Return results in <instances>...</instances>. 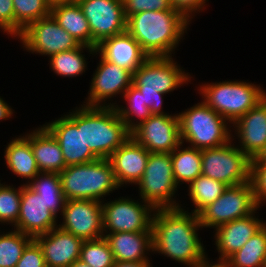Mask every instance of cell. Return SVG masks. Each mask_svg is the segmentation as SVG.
Listing matches in <instances>:
<instances>
[{
	"label": "cell",
	"instance_id": "6da1fadb",
	"mask_svg": "<svg viewBox=\"0 0 266 267\" xmlns=\"http://www.w3.org/2000/svg\"><path fill=\"white\" fill-rule=\"evenodd\" d=\"M185 209H156L152 221V252L161 253L192 267L205 255L198 233L199 217Z\"/></svg>",
	"mask_w": 266,
	"mask_h": 267
},
{
	"label": "cell",
	"instance_id": "7a4b0ae2",
	"mask_svg": "<svg viewBox=\"0 0 266 267\" xmlns=\"http://www.w3.org/2000/svg\"><path fill=\"white\" fill-rule=\"evenodd\" d=\"M188 24L175 10L143 11L127 18L126 31L149 57H171Z\"/></svg>",
	"mask_w": 266,
	"mask_h": 267
},
{
	"label": "cell",
	"instance_id": "3957f363",
	"mask_svg": "<svg viewBox=\"0 0 266 267\" xmlns=\"http://www.w3.org/2000/svg\"><path fill=\"white\" fill-rule=\"evenodd\" d=\"M66 200L101 201L106 194L119 188L109 159L70 165L59 173Z\"/></svg>",
	"mask_w": 266,
	"mask_h": 267
},
{
	"label": "cell",
	"instance_id": "277c9868",
	"mask_svg": "<svg viewBox=\"0 0 266 267\" xmlns=\"http://www.w3.org/2000/svg\"><path fill=\"white\" fill-rule=\"evenodd\" d=\"M130 136L115 107L83 105L84 143L98 159H109Z\"/></svg>",
	"mask_w": 266,
	"mask_h": 267
},
{
	"label": "cell",
	"instance_id": "5b68a950",
	"mask_svg": "<svg viewBox=\"0 0 266 267\" xmlns=\"http://www.w3.org/2000/svg\"><path fill=\"white\" fill-rule=\"evenodd\" d=\"M181 143L204 150L217 148L231 141L228 122L203 101L178 114ZM184 139V140H183Z\"/></svg>",
	"mask_w": 266,
	"mask_h": 267
},
{
	"label": "cell",
	"instance_id": "8992f818",
	"mask_svg": "<svg viewBox=\"0 0 266 267\" xmlns=\"http://www.w3.org/2000/svg\"><path fill=\"white\" fill-rule=\"evenodd\" d=\"M199 88L203 102L231 124L266 97L260 86L243 81L207 83Z\"/></svg>",
	"mask_w": 266,
	"mask_h": 267
},
{
	"label": "cell",
	"instance_id": "52a82bcc",
	"mask_svg": "<svg viewBox=\"0 0 266 267\" xmlns=\"http://www.w3.org/2000/svg\"><path fill=\"white\" fill-rule=\"evenodd\" d=\"M137 184L140 199L155 209L181 207L173 199L178 185L173 176L170 153L150 152L145 172Z\"/></svg>",
	"mask_w": 266,
	"mask_h": 267
},
{
	"label": "cell",
	"instance_id": "ba28073f",
	"mask_svg": "<svg viewBox=\"0 0 266 267\" xmlns=\"http://www.w3.org/2000/svg\"><path fill=\"white\" fill-rule=\"evenodd\" d=\"M259 206L254 197L251 180L238 185L228 186L223 194L205 207L199 214L202 228H217L233 220L256 213Z\"/></svg>",
	"mask_w": 266,
	"mask_h": 267
},
{
	"label": "cell",
	"instance_id": "9c48e42d",
	"mask_svg": "<svg viewBox=\"0 0 266 267\" xmlns=\"http://www.w3.org/2000/svg\"><path fill=\"white\" fill-rule=\"evenodd\" d=\"M231 142L217 148L201 150L202 175L227 186L251 180V159Z\"/></svg>",
	"mask_w": 266,
	"mask_h": 267
},
{
	"label": "cell",
	"instance_id": "30bf717a",
	"mask_svg": "<svg viewBox=\"0 0 266 267\" xmlns=\"http://www.w3.org/2000/svg\"><path fill=\"white\" fill-rule=\"evenodd\" d=\"M103 203L102 218L103 231H105L103 233L152 232L153 215L156 209L151 204L143 201L144 204H140L128 197Z\"/></svg>",
	"mask_w": 266,
	"mask_h": 267
},
{
	"label": "cell",
	"instance_id": "8fae6325",
	"mask_svg": "<svg viewBox=\"0 0 266 267\" xmlns=\"http://www.w3.org/2000/svg\"><path fill=\"white\" fill-rule=\"evenodd\" d=\"M43 126L59 143L66 166L90 163L98 159L84 143L83 105Z\"/></svg>",
	"mask_w": 266,
	"mask_h": 267
},
{
	"label": "cell",
	"instance_id": "7c38bea8",
	"mask_svg": "<svg viewBox=\"0 0 266 267\" xmlns=\"http://www.w3.org/2000/svg\"><path fill=\"white\" fill-rule=\"evenodd\" d=\"M17 38H20L26 50L48 55V57L59 52L72 50L80 45L58 24L51 14L30 23Z\"/></svg>",
	"mask_w": 266,
	"mask_h": 267
},
{
	"label": "cell",
	"instance_id": "4fadbf2b",
	"mask_svg": "<svg viewBox=\"0 0 266 267\" xmlns=\"http://www.w3.org/2000/svg\"><path fill=\"white\" fill-rule=\"evenodd\" d=\"M92 35V47L126 31L127 18L122 0H77Z\"/></svg>",
	"mask_w": 266,
	"mask_h": 267
},
{
	"label": "cell",
	"instance_id": "5bb4252c",
	"mask_svg": "<svg viewBox=\"0 0 266 267\" xmlns=\"http://www.w3.org/2000/svg\"><path fill=\"white\" fill-rule=\"evenodd\" d=\"M190 77L171 57H149L133 73L132 84L140 91L169 93L188 83Z\"/></svg>",
	"mask_w": 266,
	"mask_h": 267
},
{
	"label": "cell",
	"instance_id": "9a60e30c",
	"mask_svg": "<svg viewBox=\"0 0 266 267\" xmlns=\"http://www.w3.org/2000/svg\"><path fill=\"white\" fill-rule=\"evenodd\" d=\"M130 135L149 152L171 153L181 144L178 114H152Z\"/></svg>",
	"mask_w": 266,
	"mask_h": 267
},
{
	"label": "cell",
	"instance_id": "2e32d148",
	"mask_svg": "<svg viewBox=\"0 0 266 267\" xmlns=\"http://www.w3.org/2000/svg\"><path fill=\"white\" fill-rule=\"evenodd\" d=\"M61 229L86 240L104 236L102 202L97 200H66Z\"/></svg>",
	"mask_w": 266,
	"mask_h": 267
},
{
	"label": "cell",
	"instance_id": "e0dca14e",
	"mask_svg": "<svg viewBox=\"0 0 266 267\" xmlns=\"http://www.w3.org/2000/svg\"><path fill=\"white\" fill-rule=\"evenodd\" d=\"M100 58L98 67L93 74L89 96L86 104H83L85 106L109 107L104 103L107 99L120 93L124 94L132 85L133 74L129 70L108 62L101 56Z\"/></svg>",
	"mask_w": 266,
	"mask_h": 267
},
{
	"label": "cell",
	"instance_id": "ac0fdd59",
	"mask_svg": "<svg viewBox=\"0 0 266 267\" xmlns=\"http://www.w3.org/2000/svg\"><path fill=\"white\" fill-rule=\"evenodd\" d=\"M56 218L37 193L26 184L22 185L20 213L14 226L16 230L34 239L58 227Z\"/></svg>",
	"mask_w": 266,
	"mask_h": 267
},
{
	"label": "cell",
	"instance_id": "d6986e66",
	"mask_svg": "<svg viewBox=\"0 0 266 267\" xmlns=\"http://www.w3.org/2000/svg\"><path fill=\"white\" fill-rule=\"evenodd\" d=\"M34 240L39 244L47 267H69L80 259L83 239L61 229L59 226L48 233L37 236Z\"/></svg>",
	"mask_w": 266,
	"mask_h": 267
},
{
	"label": "cell",
	"instance_id": "ffe728a7",
	"mask_svg": "<svg viewBox=\"0 0 266 267\" xmlns=\"http://www.w3.org/2000/svg\"><path fill=\"white\" fill-rule=\"evenodd\" d=\"M234 125L240 140L238 148L251 160L258 157L266 147V97L238 118Z\"/></svg>",
	"mask_w": 266,
	"mask_h": 267
},
{
	"label": "cell",
	"instance_id": "44dd1931",
	"mask_svg": "<svg viewBox=\"0 0 266 267\" xmlns=\"http://www.w3.org/2000/svg\"><path fill=\"white\" fill-rule=\"evenodd\" d=\"M150 152L131 136L109 157L117 184L137 183L141 180Z\"/></svg>",
	"mask_w": 266,
	"mask_h": 267
},
{
	"label": "cell",
	"instance_id": "7402d4cb",
	"mask_svg": "<svg viewBox=\"0 0 266 267\" xmlns=\"http://www.w3.org/2000/svg\"><path fill=\"white\" fill-rule=\"evenodd\" d=\"M96 52L104 60L129 70L132 74L149 58L127 31L101 41L96 46Z\"/></svg>",
	"mask_w": 266,
	"mask_h": 267
},
{
	"label": "cell",
	"instance_id": "603a6c76",
	"mask_svg": "<svg viewBox=\"0 0 266 267\" xmlns=\"http://www.w3.org/2000/svg\"><path fill=\"white\" fill-rule=\"evenodd\" d=\"M262 220L252 213L246 217L222 224L216 228L215 245L219 258L227 259L255 235L264 225Z\"/></svg>",
	"mask_w": 266,
	"mask_h": 267
},
{
	"label": "cell",
	"instance_id": "cb8c5ba5",
	"mask_svg": "<svg viewBox=\"0 0 266 267\" xmlns=\"http://www.w3.org/2000/svg\"><path fill=\"white\" fill-rule=\"evenodd\" d=\"M104 238L115 261L150 262L145 252L153 250L152 232H114Z\"/></svg>",
	"mask_w": 266,
	"mask_h": 267
},
{
	"label": "cell",
	"instance_id": "d4e9b609",
	"mask_svg": "<svg viewBox=\"0 0 266 267\" xmlns=\"http://www.w3.org/2000/svg\"><path fill=\"white\" fill-rule=\"evenodd\" d=\"M30 143L40 173L59 174L67 167L59 143L44 126L30 133Z\"/></svg>",
	"mask_w": 266,
	"mask_h": 267
},
{
	"label": "cell",
	"instance_id": "484cf974",
	"mask_svg": "<svg viewBox=\"0 0 266 267\" xmlns=\"http://www.w3.org/2000/svg\"><path fill=\"white\" fill-rule=\"evenodd\" d=\"M4 153L7 168L19 177L32 181L40 173L31 148L30 133L11 140Z\"/></svg>",
	"mask_w": 266,
	"mask_h": 267
},
{
	"label": "cell",
	"instance_id": "4316f807",
	"mask_svg": "<svg viewBox=\"0 0 266 267\" xmlns=\"http://www.w3.org/2000/svg\"><path fill=\"white\" fill-rule=\"evenodd\" d=\"M50 14L79 44L92 47L89 23L77 1L54 6Z\"/></svg>",
	"mask_w": 266,
	"mask_h": 267
},
{
	"label": "cell",
	"instance_id": "83f0119b",
	"mask_svg": "<svg viewBox=\"0 0 266 267\" xmlns=\"http://www.w3.org/2000/svg\"><path fill=\"white\" fill-rule=\"evenodd\" d=\"M181 145L182 143L170 153L173 176L178 186L180 182L190 184L202 175L201 150L189 146L181 150Z\"/></svg>",
	"mask_w": 266,
	"mask_h": 267
},
{
	"label": "cell",
	"instance_id": "f1b7e54d",
	"mask_svg": "<svg viewBox=\"0 0 266 267\" xmlns=\"http://www.w3.org/2000/svg\"><path fill=\"white\" fill-rule=\"evenodd\" d=\"M26 185L39 195L52 213L57 216L59 210L63 212L65 197L62 193L60 175L57 173H39L32 181Z\"/></svg>",
	"mask_w": 266,
	"mask_h": 267
},
{
	"label": "cell",
	"instance_id": "f546056e",
	"mask_svg": "<svg viewBox=\"0 0 266 267\" xmlns=\"http://www.w3.org/2000/svg\"><path fill=\"white\" fill-rule=\"evenodd\" d=\"M227 260L230 267H266V224Z\"/></svg>",
	"mask_w": 266,
	"mask_h": 267
},
{
	"label": "cell",
	"instance_id": "4dcf8cb0",
	"mask_svg": "<svg viewBox=\"0 0 266 267\" xmlns=\"http://www.w3.org/2000/svg\"><path fill=\"white\" fill-rule=\"evenodd\" d=\"M89 50L90 54H98L95 47L79 45L69 51L59 52L50 56V67L55 74L64 77H76L85 72L86 58L82 55L83 49Z\"/></svg>",
	"mask_w": 266,
	"mask_h": 267
},
{
	"label": "cell",
	"instance_id": "1f68e13d",
	"mask_svg": "<svg viewBox=\"0 0 266 267\" xmlns=\"http://www.w3.org/2000/svg\"><path fill=\"white\" fill-rule=\"evenodd\" d=\"M124 100L127 101V106L123 108L121 105L120 107L118 105H115V103H110L109 107H115L117 110V113L121 120L125 123L127 129L131 132L136 126L140 125L142 122H144L148 117L152 115L150 108L147 107L145 103H143L142 100V93L140 90L134 86L133 84L125 91L123 94ZM133 116L138 121L134 122Z\"/></svg>",
	"mask_w": 266,
	"mask_h": 267
},
{
	"label": "cell",
	"instance_id": "d6a6232c",
	"mask_svg": "<svg viewBox=\"0 0 266 267\" xmlns=\"http://www.w3.org/2000/svg\"><path fill=\"white\" fill-rule=\"evenodd\" d=\"M227 187L220 181L199 175L188 187V195L196 207L192 213L198 215L205 207L219 198Z\"/></svg>",
	"mask_w": 266,
	"mask_h": 267
},
{
	"label": "cell",
	"instance_id": "836d02e7",
	"mask_svg": "<svg viewBox=\"0 0 266 267\" xmlns=\"http://www.w3.org/2000/svg\"><path fill=\"white\" fill-rule=\"evenodd\" d=\"M14 8V37L32 22L50 15L51 8L45 0H13Z\"/></svg>",
	"mask_w": 266,
	"mask_h": 267
},
{
	"label": "cell",
	"instance_id": "e575fe53",
	"mask_svg": "<svg viewBox=\"0 0 266 267\" xmlns=\"http://www.w3.org/2000/svg\"><path fill=\"white\" fill-rule=\"evenodd\" d=\"M33 240L19 230L0 235V267H15L26 246Z\"/></svg>",
	"mask_w": 266,
	"mask_h": 267
},
{
	"label": "cell",
	"instance_id": "d590c367",
	"mask_svg": "<svg viewBox=\"0 0 266 267\" xmlns=\"http://www.w3.org/2000/svg\"><path fill=\"white\" fill-rule=\"evenodd\" d=\"M80 260L91 267H113L115 263L113 252L104 236L84 241Z\"/></svg>",
	"mask_w": 266,
	"mask_h": 267
},
{
	"label": "cell",
	"instance_id": "8d00e7d4",
	"mask_svg": "<svg viewBox=\"0 0 266 267\" xmlns=\"http://www.w3.org/2000/svg\"><path fill=\"white\" fill-rule=\"evenodd\" d=\"M22 187L15 189L10 185L0 184V222L14 226L20 213Z\"/></svg>",
	"mask_w": 266,
	"mask_h": 267
},
{
	"label": "cell",
	"instance_id": "74e56055",
	"mask_svg": "<svg viewBox=\"0 0 266 267\" xmlns=\"http://www.w3.org/2000/svg\"><path fill=\"white\" fill-rule=\"evenodd\" d=\"M126 18L143 11L174 10L170 0H122Z\"/></svg>",
	"mask_w": 266,
	"mask_h": 267
},
{
	"label": "cell",
	"instance_id": "f35d334b",
	"mask_svg": "<svg viewBox=\"0 0 266 267\" xmlns=\"http://www.w3.org/2000/svg\"><path fill=\"white\" fill-rule=\"evenodd\" d=\"M251 182L258 206L266 201V162H251Z\"/></svg>",
	"mask_w": 266,
	"mask_h": 267
},
{
	"label": "cell",
	"instance_id": "ab89813d",
	"mask_svg": "<svg viewBox=\"0 0 266 267\" xmlns=\"http://www.w3.org/2000/svg\"><path fill=\"white\" fill-rule=\"evenodd\" d=\"M15 267H47L42 250L34 239L26 246Z\"/></svg>",
	"mask_w": 266,
	"mask_h": 267
},
{
	"label": "cell",
	"instance_id": "60d3db41",
	"mask_svg": "<svg viewBox=\"0 0 266 267\" xmlns=\"http://www.w3.org/2000/svg\"><path fill=\"white\" fill-rule=\"evenodd\" d=\"M206 0H170L171 7L180 13L187 21L193 18L191 15L194 12L203 10L206 5ZM202 8V9H201Z\"/></svg>",
	"mask_w": 266,
	"mask_h": 267
},
{
	"label": "cell",
	"instance_id": "b9f144b4",
	"mask_svg": "<svg viewBox=\"0 0 266 267\" xmlns=\"http://www.w3.org/2000/svg\"><path fill=\"white\" fill-rule=\"evenodd\" d=\"M0 28L14 37L13 0H0Z\"/></svg>",
	"mask_w": 266,
	"mask_h": 267
},
{
	"label": "cell",
	"instance_id": "7bdbcfd3",
	"mask_svg": "<svg viewBox=\"0 0 266 267\" xmlns=\"http://www.w3.org/2000/svg\"><path fill=\"white\" fill-rule=\"evenodd\" d=\"M142 93L143 103L150 108L152 114H167L162 109V95L163 93H159L158 91H140Z\"/></svg>",
	"mask_w": 266,
	"mask_h": 267
},
{
	"label": "cell",
	"instance_id": "ee69618b",
	"mask_svg": "<svg viewBox=\"0 0 266 267\" xmlns=\"http://www.w3.org/2000/svg\"><path fill=\"white\" fill-rule=\"evenodd\" d=\"M192 267H230V264L228 260L224 258H219L216 264H211L210 262H208L207 255L205 254Z\"/></svg>",
	"mask_w": 266,
	"mask_h": 267
},
{
	"label": "cell",
	"instance_id": "f6af8a7d",
	"mask_svg": "<svg viewBox=\"0 0 266 267\" xmlns=\"http://www.w3.org/2000/svg\"><path fill=\"white\" fill-rule=\"evenodd\" d=\"M13 114V109L0 97V120H8Z\"/></svg>",
	"mask_w": 266,
	"mask_h": 267
},
{
	"label": "cell",
	"instance_id": "bcb514c9",
	"mask_svg": "<svg viewBox=\"0 0 266 267\" xmlns=\"http://www.w3.org/2000/svg\"><path fill=\"white\" fill-rule=\"evenodd\" d=\"M149 262L115 261L113 267H152Z\"/></svg>",
	"mask_w": 266,
	"mask_h": 267
},
{
	"label": "cell",
	"instance_id": "7dc6e473",
	"mask_svg": "<svg viewBox=\"0 0 266 267\" xmlns=\"http://www.w3.org/2000/svg\"><path fill=\"white\" fill-rule=\"evenodd\" d=\"M47 5L52 8L57 5L67 4V3H73L77 0H45Z\"/></svg>",
	"mask_w": 266,
	"mask_h": 267
},
{
	"label": "cell",
	"instance_id": "c3c4849f",
	"mask_svg": "<svg viewBox=\"0 0 266 267\" xmlns=\"http://www.w3.org/2000/svg\"><path fill=\"white\" fill-rule=\"evenodd\" d=\"M251 162H266V147L260 153V155L258 157H256V158L252 159Z\"/></svg>",
	"mask_w": 266,
	"mask_h": 267
},
{
	"label": "cell",
	"instance_id": "681fc988",
	"mask_svg": "<svg viewBox=\"0 0 266 267\" xmlns=\"http://www.w3.org/2000/svg\"><path fill=\"white\" fill-rule=\"evenodd\" d=\"M69 267H91L88 264L82 262L80 259L73 262Z\"/></svg>",
	"mask_w": 266,
	"mask_h": 267
}]
</instances>
